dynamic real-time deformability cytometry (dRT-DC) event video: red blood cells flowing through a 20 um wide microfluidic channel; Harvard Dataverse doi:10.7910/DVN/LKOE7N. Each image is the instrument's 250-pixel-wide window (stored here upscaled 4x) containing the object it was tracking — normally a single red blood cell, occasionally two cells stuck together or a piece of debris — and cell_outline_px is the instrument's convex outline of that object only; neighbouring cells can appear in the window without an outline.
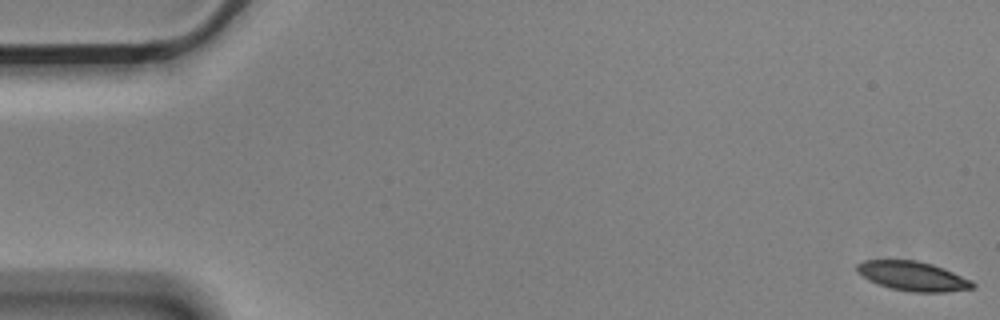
{"species": "Egyptian fruit bat (a non-hibernating species)", "species_latin": "Rousettus aegyptiacus", "temperature_condition": "cold", "stored_images_in_passage": 5, "camera_frame_rate_fps": 3000, "um_per_image_px": 0.085, "animal": {"sex": "male"}, "frame": {"image": 1, "passage_image": 1, "time_ms": 0.0, "image_size_px": [1000, 320], "cell_outline_px": [[976, 284], [972, 288], [944, 292], [912, 292], [888, 288], [876, 284], [868, 280], [856, 272], [856, 264], [864, 260], [916, 260], [932, 264], [972, 280]], "centroid_in_image_um": [77.54, 23.47], "position_along_channel_um": 7.5, "area_um2": 19.88}}